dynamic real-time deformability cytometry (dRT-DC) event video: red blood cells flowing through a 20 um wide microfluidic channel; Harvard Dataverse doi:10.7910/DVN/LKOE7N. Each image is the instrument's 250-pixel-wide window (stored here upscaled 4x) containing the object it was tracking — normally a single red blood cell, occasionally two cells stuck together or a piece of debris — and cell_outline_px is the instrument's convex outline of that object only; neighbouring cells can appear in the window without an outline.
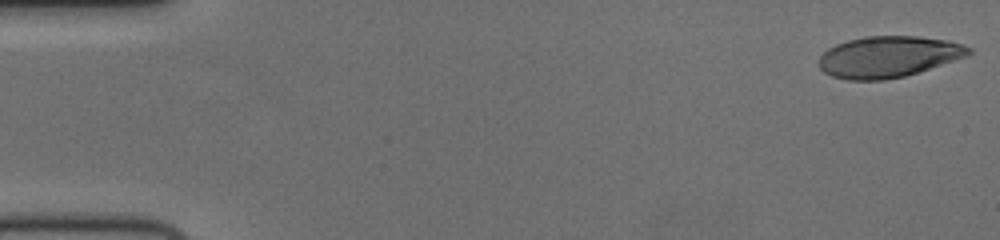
{"species": "human", "species_latin": "Homo sapiens", "temperature_condition": "cold", "stored_images_in_passage": 56, "camera_frame_rate_fps": 3000, "um_per_image_px": 0.085, "donor": {"sex": "female"}, "frame": {"image": 1, "passage_image": 1, "time_ms": 0.0, "image_size_px": [1000, 240], "cell_outline_px": [[972, 52], [968, 56], [904, 76], [884, 80], [848, 80], [832, 76], [824, 72], [820, 68], [820, 56], [828, 48], [836, 44], [848, 40], [864, 36], [920, 36], [948, 40], [964, 44], [972, 48]], "centroid_in_image_um": [75.54, 4.81], "position_along_channel_um": 9.5, "area_um2": 36.01}}
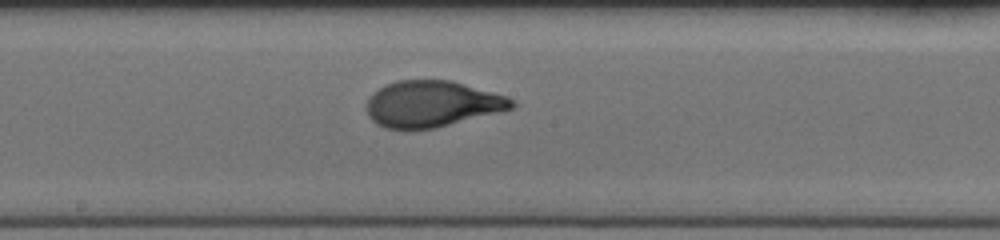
{"frame": {"image": 2, "passage_image": 30, "time_ms": 9.667, "image_size_px": [1000, 240], "cell_outline_px": [[516, 104], [512, 108], [500, 112], [436, 128], [404, 132], [384, 128], [376, 124], [368, 116], [368, 96], [372, 92], [384, 84], [396, 80], [452, 80], [508, 96], [516, 100]], "centroid_in_image_um": [36.7, 8.86], "position_along_channel_um": 211.5, "area_um2": 40.06}}
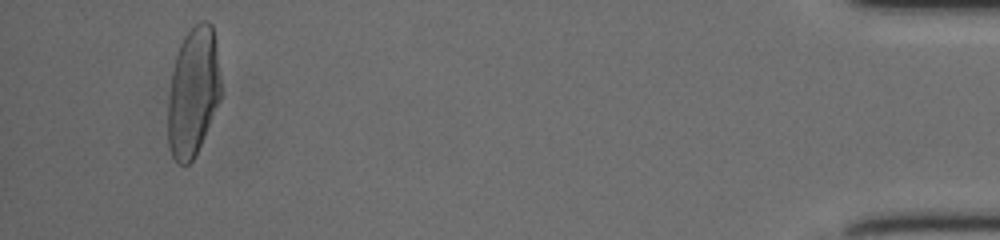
{"frame": {"image": 3, "passage_image": 53, "time_ms": 17.333, "image_size_px": [1000, 240], "cell_outline_px": [[220, 100], [204, 136], [192, 160], [188, 164], [180, 164], [172, 156], [168, 144], [168, 100], [172, 72], [176, 56], [180, 44], [184, 36], [200, 20], [208, 20], [212, 24], [216, 40], [220, 80]], "centroid_in_image_um": [16.42, 7.78], "position_along_channel_um": 418.8, "area_um2": 39.59}, "authors_computed_cell_mechanics": {"area_um2": 38.8705, "velocity_mm_per_s": 3.7051, "shape_relaxation_time_tau1_ms": 4.5738, "shape_relaxation_time_tau2_ms": null, "deformation_change_tau1": 0.244, "deformation_change_tau2": null}}